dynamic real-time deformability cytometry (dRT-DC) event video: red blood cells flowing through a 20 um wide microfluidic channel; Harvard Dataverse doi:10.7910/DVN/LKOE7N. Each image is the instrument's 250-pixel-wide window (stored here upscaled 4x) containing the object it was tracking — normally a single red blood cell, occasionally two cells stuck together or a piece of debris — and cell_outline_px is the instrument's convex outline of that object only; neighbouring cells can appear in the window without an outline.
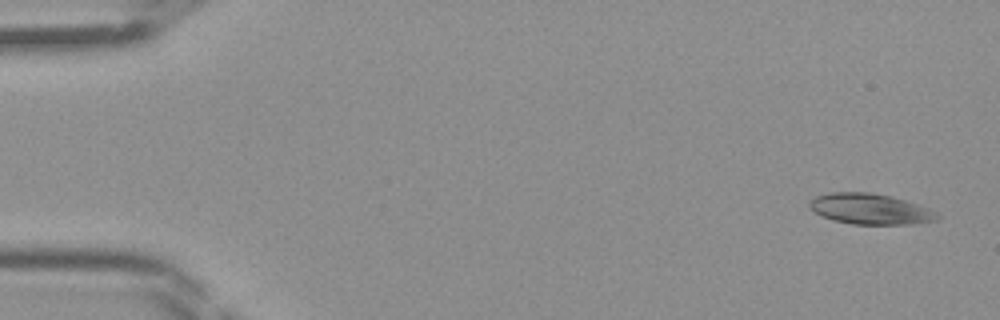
{"species": "Egyptian fruit bat (a non-hibernating species)", "species_latin": "Rousettus aegyptiacus", "temperature_condition": "room temperature", "stored_images_in_passage": 45, "camera_frame_rate_fps": 3000, "um_per_image_px": 0.085, "frame": {"image": 1, "passage_image": 2, "time_ms": 0.333, "image_size_px": [1000, 320], "cell_outline_px": [[940, 220], [912, 224], [852, 224], [832, 220], [816, 212], [808, 204], [816, 196], [828, 192], [872, 192], [892, 196], [928, 208], [936, 212], [940, 216]], "centroid_in_image_um": [74.0, 17.76], "position_along_channel_um": 11.0, "area_um2": 22.77}}
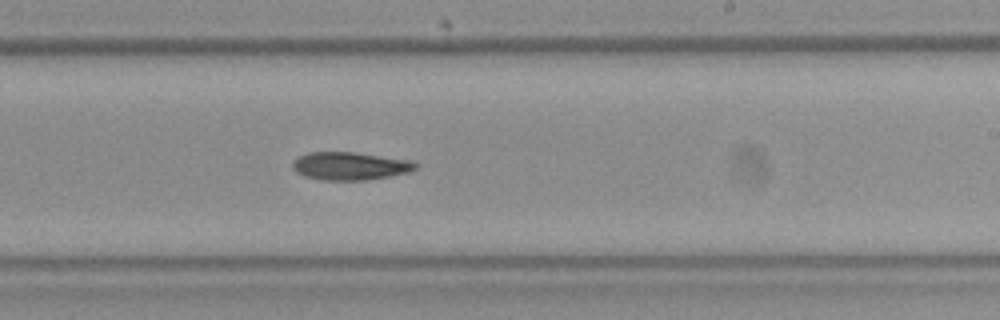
{"frame": {"image": 2, "passage_image": 27, "time_ms": 8.667, "image_size_px": [1000, 320], "cell_outline_px": [[420, 164], [416, 168], [408, 172], [368, 180], [324, 180], [304, 176], [296, 172], [292, 168], [292, 160], [308, 152], [352, 152], [412, 160]], "centroid_in_image_um": [29.74, 14.11], "position_along_channel_um": 259.3, "area_um2": 20.06}}
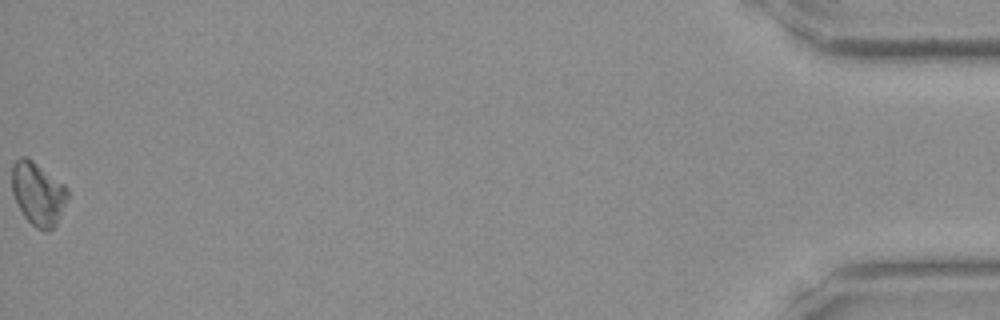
{"frame": {"image": 3, "passage_image": 45, "time_ms": 14.667, "image_size_px": [1000, 320], "cell_outline_px": [[68, 196], [56, 224], [48, 232], [44, 232], [36, 228], [24, 216], [12, 192], [12, 164], [20, 156], [28, 156], [64, 184], [68, 188]], "centroid_in_image_um": [3.22, 16.44], "position_along_channel_um": 432.0, "area_um2": 20.46}}